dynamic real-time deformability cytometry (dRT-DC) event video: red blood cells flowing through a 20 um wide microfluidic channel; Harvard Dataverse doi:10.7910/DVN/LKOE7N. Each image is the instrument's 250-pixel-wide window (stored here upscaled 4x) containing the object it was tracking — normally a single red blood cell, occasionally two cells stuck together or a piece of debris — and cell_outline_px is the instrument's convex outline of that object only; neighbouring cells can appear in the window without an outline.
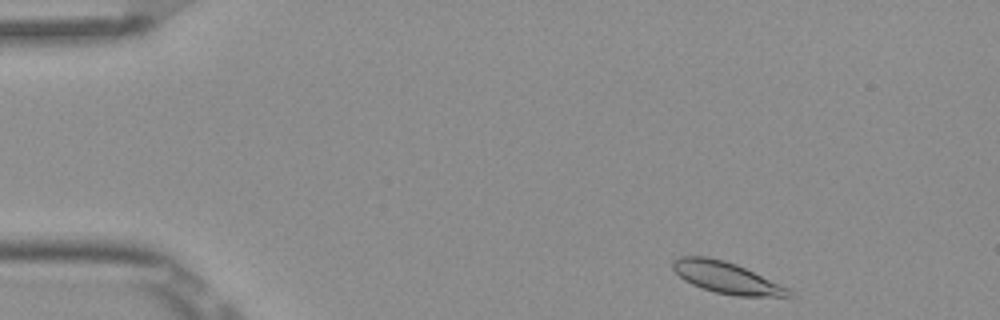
{"species": "Egyptian fruit bat (a non-hibernating species)", "species_latin": "Rousettus aegyptiacus", "temperature_condition": "room temperature", "stored_images_in_passage": 3, "camera_frame_rate_fps": 3000, "um_per_image_px": 0.085, "frame": {"image": 1, "passage_image": 1, "time_ms": 0.0, "image_size_px": [1000, 320], "cell_outline_px": [[792, 296], [736, 296], [716, 292], [692, 284], [684, 280], [672, 268], [672, 260], [676, 256], [708, 256], [724, 260], [736, 264], [788, 288], [792, 292]], "centroid_in_image_um": [61.69, 23.58], "position_along_channel_um": 23.3, "area_um2": 20.98}}